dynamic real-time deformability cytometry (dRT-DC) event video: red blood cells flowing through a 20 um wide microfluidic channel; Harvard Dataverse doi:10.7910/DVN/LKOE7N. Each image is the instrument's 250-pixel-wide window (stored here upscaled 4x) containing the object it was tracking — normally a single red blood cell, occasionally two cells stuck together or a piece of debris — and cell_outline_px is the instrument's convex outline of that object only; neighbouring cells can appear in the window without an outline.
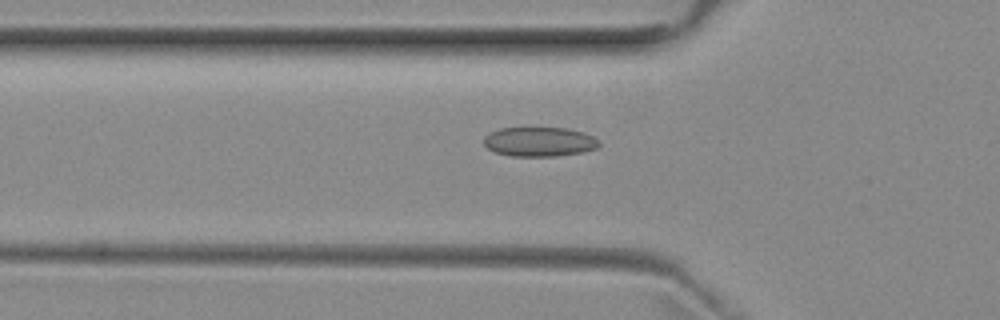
{"species": "common noctule bat (a hibernating species)", "species_latin": "Nyctalus noctula", "temperature_condition": "room temperature", "stored_images_in_passage": 39, "camera_frame_rate_fps": 3000, "um_per_image_px": 0.085, "animal": {"sex": "female", "body_mass_g": 29.2, "forearm_length_mm": 56.3}, "frame": {"image": 1, "passage_image": 4, "time_ms": 1.0, "image_size_px": [1000, 320], "cell_outline_px": [[600, 144], [596, 148], [580, 152], [556, 156], [512, 156], [496, 152], [488, 148], [484, 144], [484, 136], [488, 132], [500, 128], [568, 128], [584, 132], [600, 140]], "centroid_in_image_um": [45.84, 12.04], "position_along_channel_um": 80.0, "area_um2": 19.77}}
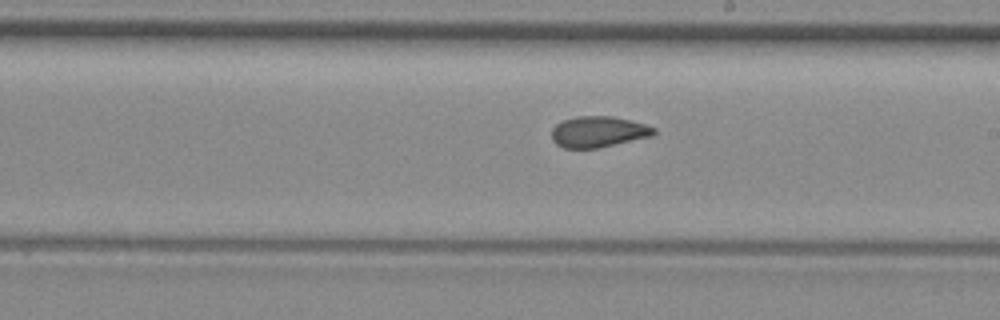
{"frame": {"image": 2, "passage_image": 16, "time_ms": 5.0, "image_size_px": [1000, 320], "cell_outline_px": [[656, 132], [652, 136], [600, 148], [564, 148], [556, 144], [552, 140], [552, 128], [556, 124], [564, 120], [580, 116], [612, 116], [632, 120], [656, 128]], "centroid_in_image_um": [50.87, 11.21], "position_along_channel_um": 238.1, "area_um2": 18.55}}
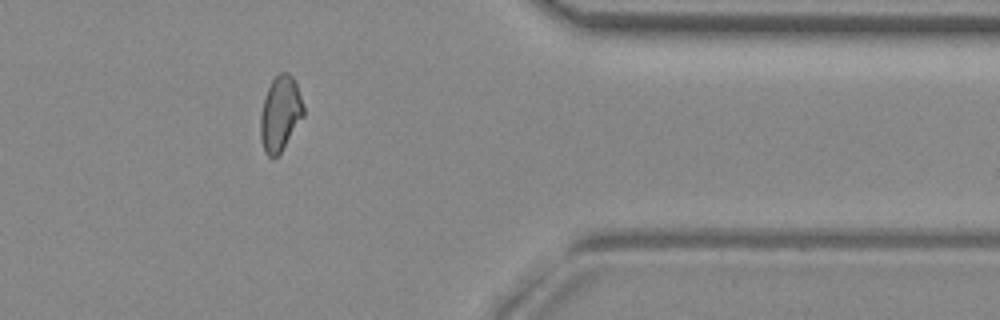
{"frame": {"image": 3, "passage_image": 29, "time_ms": 9.333, "image_size_px": [1000, 320], "cell_outline_px": [[304, 116], [280, 152], [272, 160], [264, 152], [260, 140], [260, 116], [264, 100], [268, 88], [272, 80], [280, 72], [288, 72], [296, 80], [304, 108]], "centroid_in_image_um": [23.82, 9.66], "position_along_channel_um": 387.6, "area_um2": 18.84}, "authors_computed_cell_mechanics": {"area_um2": 18.8428, "velocity_mm_per_s": 3.9431, "shape_relaxation_time_tau1_ms": null, "shape_relaxation_time_tau2_ms": 2.1006, "deformation_change_tau1": null, "deformation_change_tau2": 0.0721}}